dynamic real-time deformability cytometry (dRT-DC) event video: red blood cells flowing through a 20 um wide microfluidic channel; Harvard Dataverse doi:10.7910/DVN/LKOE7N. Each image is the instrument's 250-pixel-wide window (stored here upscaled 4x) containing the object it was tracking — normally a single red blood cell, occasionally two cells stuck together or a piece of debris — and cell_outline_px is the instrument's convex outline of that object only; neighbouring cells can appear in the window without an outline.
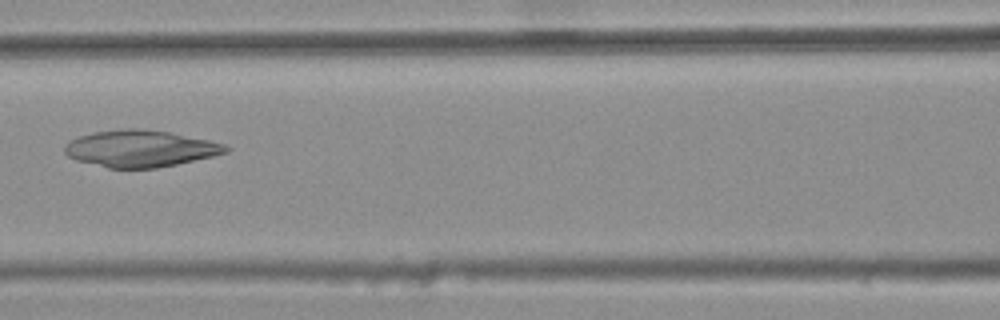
{"species": "common noctule bat (a hibernating species)", "species_latin": "Nyctalus noctula", "temperature_condition": "warm", "stored_images_in_passage": 8, "camera_frame_rate_fps": 3000, "um_per_image_px": 0.085, "animal": {"sex": "female", "body_mass_g": 25.1}, "frame": {"image": 1, "passage_image": 7, "time_ms": 2.0, "image_size_px": [1000, 320], "cell_outline_px": [[232, 148], [228, 152], [212, 156], [176, 164], [156, 168], [108, 168], [76, 160], [68, 156], [64, 152], [64, 144], [68, 140], [92, 132], [120, 128], [140, 128], [168, 132], [208, 140], [224, 144]], "centroid_in_image_um": [11.88, 12.62], "position_along_channel_um": 154.7, "area_um2": 34.56}}
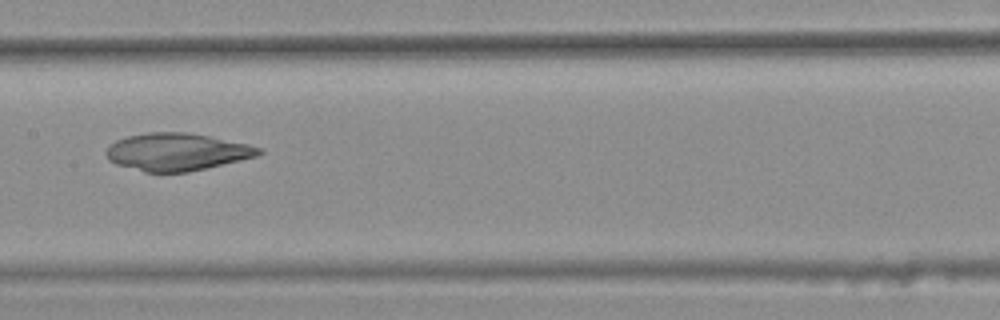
{"frame": {"image": 2, "passage_image": 8, "time_ms": 2.333, "image_size_px": [1000, 320], "cell_outline_px": [[264, 152], [256, 156], [240, 160], [188, 172], [144, 172], [116, 164], [108, 160], [104, 152], [108, 144], [116, 140], [128, 136], [148, 132], [184, 132], [208, 136], [248, 144], [264, 148]], "centroid_in_image_um": [15.0, 12.91], "position_along_channel_um": 192.4, "area_um2": 33.35}}